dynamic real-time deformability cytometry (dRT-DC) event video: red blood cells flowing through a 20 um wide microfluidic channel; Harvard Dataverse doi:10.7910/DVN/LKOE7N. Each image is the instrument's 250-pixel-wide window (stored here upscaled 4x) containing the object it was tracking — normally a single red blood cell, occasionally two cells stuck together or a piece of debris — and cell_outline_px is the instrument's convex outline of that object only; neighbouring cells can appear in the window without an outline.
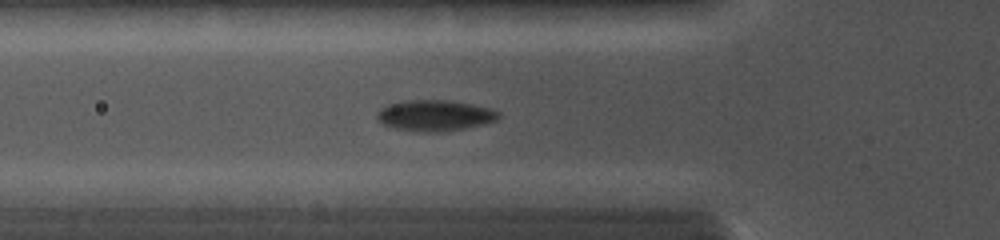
{"species": "common noctule bat (a hibernating species)", "species_latin": "Nyctalus noctula", "temperature_condition": "cold", "stored_images_in_passage": 3, "camera_frame_rate_fps": 5000, "um_per_image_px": 0.085, "animal": {"sex": "female", "body_mass_g": 19.0, "forearm_length_mm": 56.7}, "frame": {"image": 1, "passage_image": 3, "time_ms": 1.2, "image_size_px": [1000, 240], "cell_outline_px": [[500, 116], [496, 120], [464, 128], [440, 132], [420, 132], [396, 128], [384, 124], [376, 116], [376, 112], [380, 108], [388, 104], [400, 100], [452, 100], [472, 104], [488, 108], [500, 112]], "centroid_in_image_um": [36.93, 9.8], "position_along_channel_um": 88.9, "area_um2": 21.85}}